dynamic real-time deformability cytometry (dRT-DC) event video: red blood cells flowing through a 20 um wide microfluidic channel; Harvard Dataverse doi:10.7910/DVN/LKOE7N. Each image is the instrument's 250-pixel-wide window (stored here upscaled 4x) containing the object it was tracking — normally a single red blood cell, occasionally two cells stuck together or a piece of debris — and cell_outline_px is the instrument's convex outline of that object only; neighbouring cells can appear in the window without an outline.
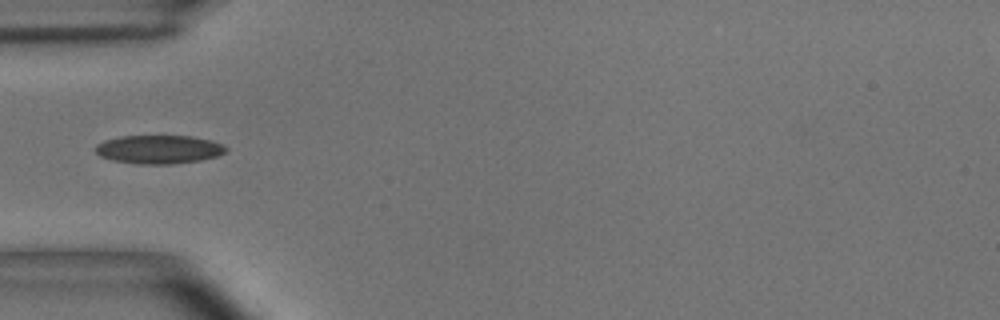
{"species": "common noctule bat (a hibernating species)", "species_latin": "Nyctalus noctula", "temperature_condition": "room temperature", "stored_images_in_passage": 38, "camera_frame_rate_fps": 3000, "um_per_image_px": 0.085, "animal": {"sex": "male", "body_mass_g": 15.6}, "frame": {"image": 1, "passage_image": 1, "time_ms": 0.0, "image_size_px": [1000, 320], "cell_outline_px": [[228, 152], [216, 156], [200, 160], [172, 164], [136, 164], [112, 160], [100, 156], [92, 148], [96, 144], [104, 140], [120, 136], [192, 136], [212, 140], [224, 144], [228, 148]], "centroid_in_image_um": [13.51, 12.69], "position_along_channel_um": 71.5, "area_um2": 22.02}}
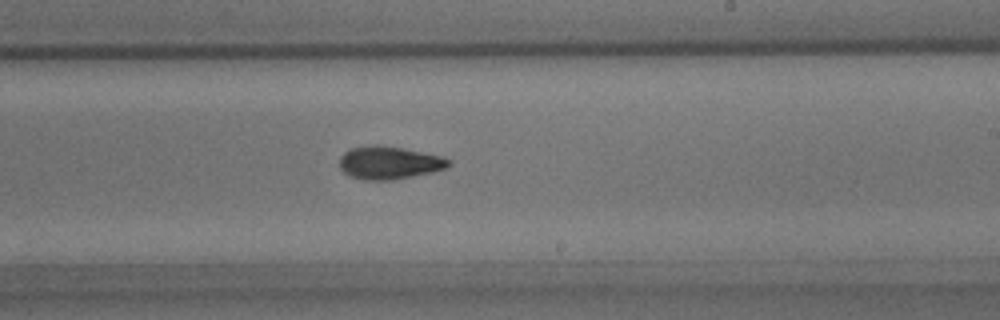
{"frame": {"image": 2, "passage_image": 16, "time_ms": 5.0, "image_size_px": [1000, 320], "cell_outline_px": [[452, 164], [448, 168], [432, 172], [392, 180], [364, 180], [348, 176], [340, 168], [340, 156], [348, 148], [368, 144], [380, 144], [404, 148], [440, 156], [452, 160]], "centroid_in_image_um": [33.06, 13.82], "position_along_channel_um": 255.9, "area_um2": 21.33}}
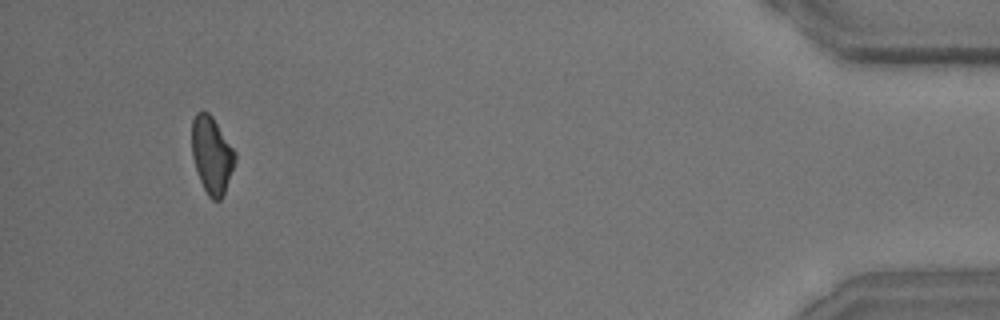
{"frame": {"image": 3, "passage_image": 35, "time_ms": 11.333, "image_size_px": [1000, 320], "cell_outline_px": [[236, 160], [224, 192], [220, 200], [212, 200], [208, 196], [200, 180], [192, 156], [192, 120], [196, 112], [208, 112], [212, 116], [236, 152]], "centroid_in_image_um": [18.0, 13.16], "position_along_channel_um": 417.2, "area_um2": 19.19}, "authors_computed_cell_mechanics": {"area_um2": 20.23, "velocity_mm_per_s": 3.6639, "shape_relaxation_time_tau1_ms": 4.5269, "shape_relaxation_time_tau2_ms": 5.6373, "deformation_change_tau1": 0.1237, "deformation_change_tau2": 0.1191}}